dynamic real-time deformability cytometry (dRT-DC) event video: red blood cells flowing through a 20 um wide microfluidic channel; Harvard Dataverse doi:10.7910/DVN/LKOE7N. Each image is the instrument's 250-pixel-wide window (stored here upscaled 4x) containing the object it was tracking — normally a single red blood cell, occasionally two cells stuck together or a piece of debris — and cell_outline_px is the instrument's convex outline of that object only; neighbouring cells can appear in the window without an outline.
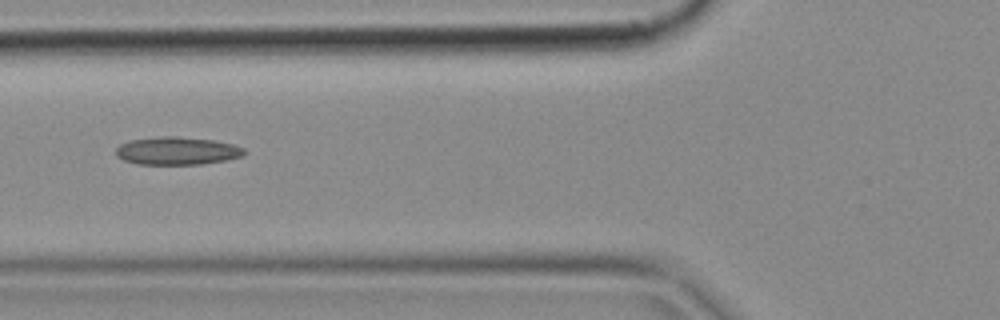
{"species": "common noctule bat (a hibernating species)", "species_latin": "Nyctalus noctula", "temperature_condition": "cold", "stored_images_in_passage": 3, "camera_frame_rate_fps": 3000, "um_per_image_px": 0.085, "animal": {"sex": "female", "body_mass_g": 18.4}, "frame": {"image": 1, "passage_image": 3, "time_ms": 0.667, "image_size_px": [1000, 320], "cell_outline_px": [[244, 156], [224, 160], [200, 164], [140, 164], [124, 160], [116, 156], [116, 148], [120, 144], [128, 140], [164, 136], [176, 136], [212, 140], [232, 144], [244, 148]], "centroid_in_image_um": [15.02, 12.82], "position_along_channel_um": 110.8, "area_um2": 20.69}}